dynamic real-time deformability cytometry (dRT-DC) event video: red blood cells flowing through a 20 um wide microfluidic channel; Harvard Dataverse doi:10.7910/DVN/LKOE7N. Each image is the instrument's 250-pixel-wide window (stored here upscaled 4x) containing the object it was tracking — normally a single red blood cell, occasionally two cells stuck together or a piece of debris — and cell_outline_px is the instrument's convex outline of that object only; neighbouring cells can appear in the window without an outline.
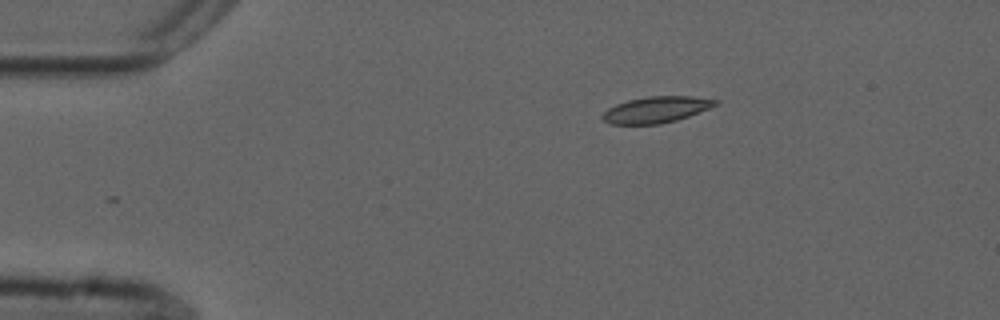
{"species": "common noctule bat (a hibernating species)", "species_latin": "Nyctalus noctula", "temperature_condition": "cold", "stored_images_in_passage": 46, "camera_frame_rate_fps": 3000, "um_per_image_px": 0.085, "animal": {"sex": "male", "forearm_length_mm": 52.5}, "frame": {"image": 1, "passage_image": 1, "time_ms": 0.0, "image_size_px": [1000, 320], "cell_outline_px": [[720, 104], [688, 116], [676, 120], [660, 124], [608, 124], [600, 116], [608, 108], [616, 104], [628, 100], [648, 96], [692, 96], [720, 100]], "centroid_in_image_um": [55.79, 9.31], "position_along_channel_um": 29.2, "area_um2": 17.34}}
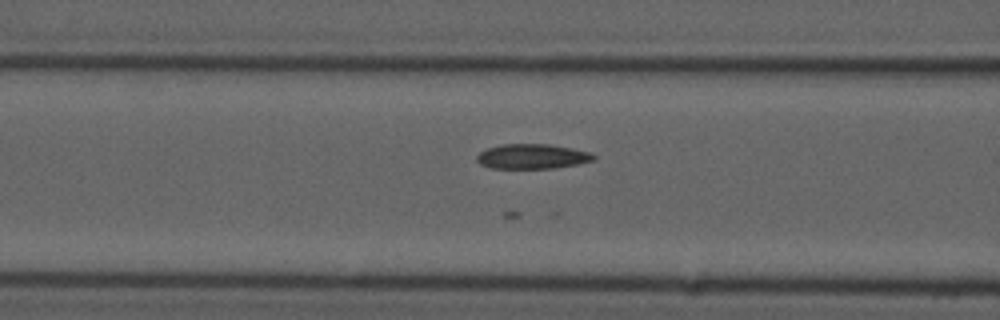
{"frame": {"image": 2, "passage_image": 13, "time_ms": 4.0, "image_size_px": [1000, 320], "cell_outline_px": [[596, 160], [580, 164], [556, 168], [492, 168], [480, 164], [476, 160], [476, 156], [480, 152], [488, 148], [504, 144], [548, 144], [572, 148], [592, 152], [596, 156]], "centroid_in_image_um": [45.3, 13.3], "position_along_channel_um": 121.3, "area_um2": 17.05}}
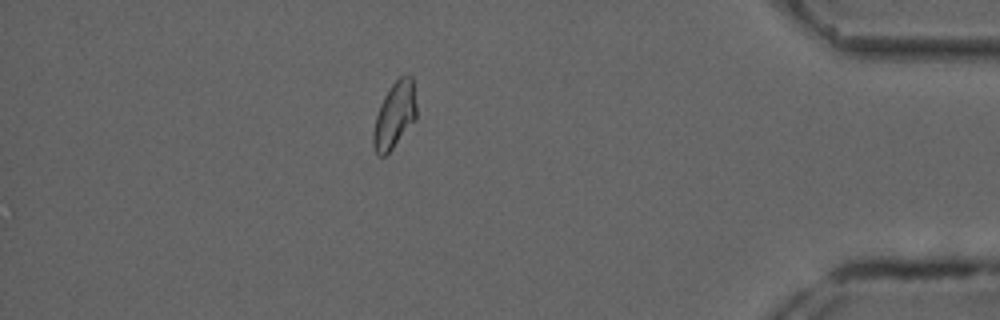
{"frame": {"image": 3, "passage_image": 39, "time_ms": 12.667, "image_size_px": [1000, 320], "cell_outline_px": [[416, 120], [392, 148], [384, 156], [376, 156], [372, 144], [372, 132], [376, 116], [380, 104], [384, 96], [392, 84], [400, 76], [412, 76], [416, 104]], "centroid_in_image_um": [33.52, 9.82], "position_along_channel_um": 401.7, "area_um2": 16.7}}